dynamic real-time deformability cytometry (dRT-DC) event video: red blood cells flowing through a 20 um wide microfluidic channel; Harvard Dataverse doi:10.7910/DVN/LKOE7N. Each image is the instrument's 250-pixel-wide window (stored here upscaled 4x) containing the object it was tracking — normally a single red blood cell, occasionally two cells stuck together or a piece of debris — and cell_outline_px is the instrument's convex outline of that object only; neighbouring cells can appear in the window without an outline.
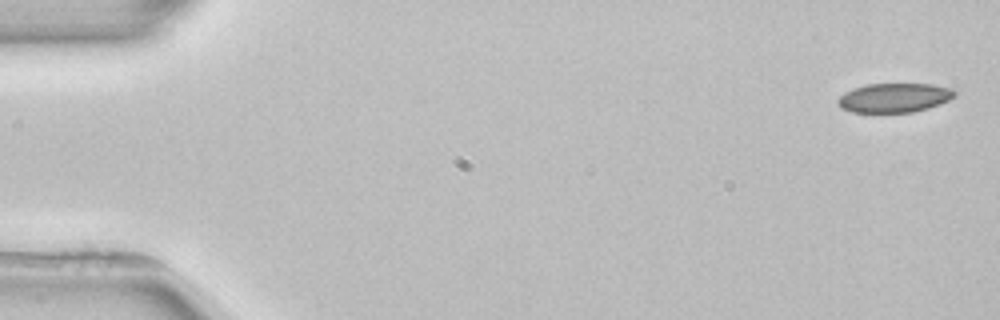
{"species": "common noctule bat (a hibernating species)", "species_latin": "Nyctalus noctula", "temperature_condition": "room temperature", "stored_images_in_passage": 4, "camera_frame_rate_fps": 3000, "um_per_image_px": 0.085, "animal": {"sex": "female", "body_mass_g": 22.7, "forearm_length_mm": 54.2}, "frame": {"image": 1, "passage_image": 1, "time_ms": 0.0, "image_size_px": [1000, 320], "cell_outline_px": [[956, 92], [948, 100], [940, 104], [928, 108], [912, 112], [852, 112], [840, 108], [836, 100], [844, 92], [852, 88], [868, 84], [932, 84], [952, 88]], "centroid_in_image_um": [75.98, 8.3], "position_along_channel_um": 9.0, "area_um2": 19.88}}
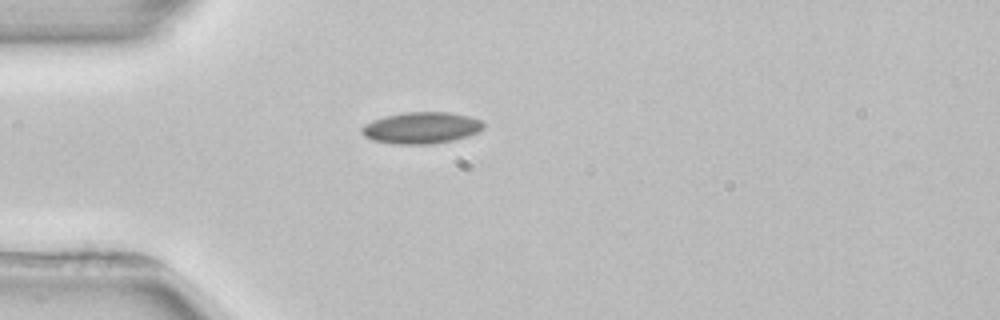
{"frame": {"image": 2, "passage_image": 4, "time_ms": 4.333, "image_size_px": [1000, 320], "cell_outline_px": [[484, 128], [480, 132], [468, 136], [452, 140], [432, 144], [392, 144], [372, 140], [364, 136], [360, 132], [360, 128], [364, 124], [372, 120], [384, 116], [404, 112], [448, 112], [468, 116], [480, 120], [484, 124]], "centroid_in_image_um": [35.78, 10.87], "position_along_channel_um": 49.2, "area_um2": 22.6}}